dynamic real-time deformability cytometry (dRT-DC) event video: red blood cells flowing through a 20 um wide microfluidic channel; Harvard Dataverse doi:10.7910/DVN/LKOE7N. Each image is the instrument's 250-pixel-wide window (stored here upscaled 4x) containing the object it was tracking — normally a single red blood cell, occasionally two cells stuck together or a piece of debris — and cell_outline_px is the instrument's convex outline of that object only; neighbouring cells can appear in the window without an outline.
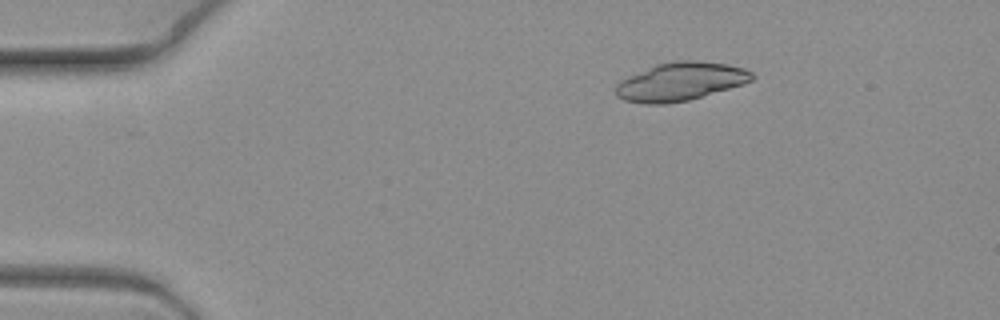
{"species": "common noctule bat (a hibernating species)", "species_latin": "Nyctalus noctula", "temperature_condition": "warm", "stored_images_in_passage": 16, "camera_frame_rate_fps": 3000, "um_per_image_px": 0.085, "animal": {"sex": "female", "body_mass_g": 19.3, "forearm_length_mm": 54.1}, "frame": {"image": 1, "passage_image": 1, "time_ms": 0.0, "image_size_px": [1000, 320], "cell_outline_px": [[756, 76], [752, 80], [744, 84], [688, 100], [668, 104], [644, 104], [624, 100], [616, 96], [616, 84], [620, 80], [628, 76], [656, 64], [672, 60], [700, 60], [728, 64], [744, 68], [752, 72]], "centroid_in_image_um": [57.84, 6.92], "position_along_channel_um": 27.2, "area_um2": 30.69}}
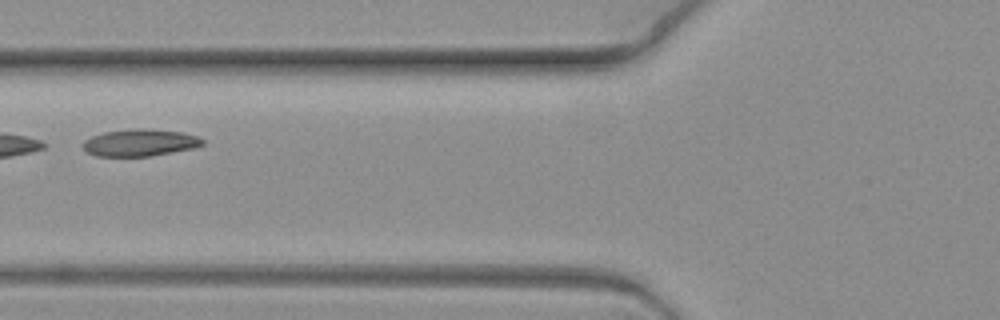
{"frame": {"image": 2, "passage_image": 5, "time_ms": 1.333, "image_size_px": [1000, 320], "cell_outline_px": [[204, 144], [196, 148], [148, 156], [96, 156], [88, 152], [80, 144], [84, 140], [92, 136], [104, 132], [136, 128], [144, 128], [184, 132], [196, 136], [204, 140]], "centroid_in_image_um": [11.9, 12.12], "position_along_channel_um": 113.9, "area_um2": 18.9}}
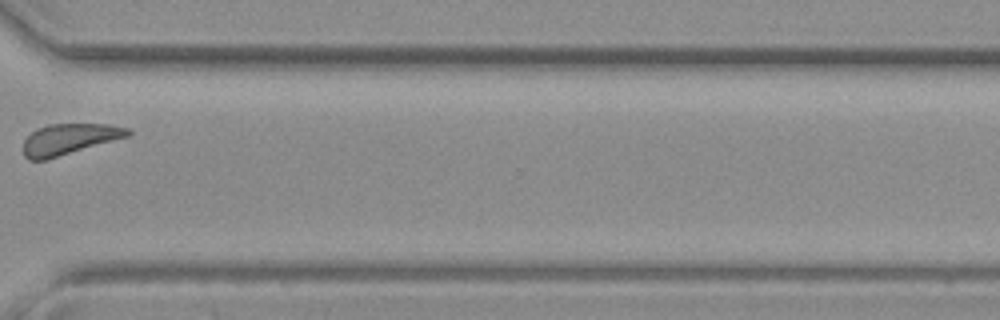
{"frame": {"image": 3, "passage_image": 12, "time_ms": 3.667, "image_size_px": [1000, 320], "cell_outline_px": [[132, 132], [128, 136], [48, 160], [28, 160], [24, 156], [24, 140], [36, 128], [48, 124], [108, 124], [128, 128]], "centroid_in_image_um": [5.86, 11.83], "position_along_channel_um": 364.7, "area_um2": 18.84}}